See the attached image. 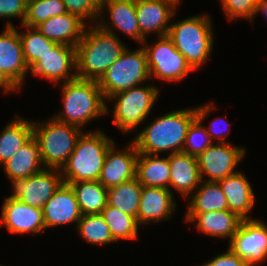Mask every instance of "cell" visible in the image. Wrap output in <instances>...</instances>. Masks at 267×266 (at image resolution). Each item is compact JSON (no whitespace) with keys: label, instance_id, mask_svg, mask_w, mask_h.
<instances>
[{"label":"cell","instance_id":"cell-9","mask_svg":"<svg viewBox=\"0 0 267 266\" xmlns=\"http://www.w3.org/2000/svg\"><path fill=\"white\" fill-rule=\"evenodd\" d=\"M158 37L159 40L154 45L143 46L150 77L154 75L165 81H180L193 69L168 35Z\"/></svg>","mask_w":267,"mask_h":266},{"label":"cell","instance_id":"cell-10","mask_svg":"<svg viewBox=\"0 0 267 266\" xmlns=\"http://www.w3.org/2000/svg\"><path fill=\"white\" fill-rule=\"evenodd\" d=\"M59 169L43 168L28 178H14L13 195L7 199H18L31 207L43 209L47 201L63 183Z\"/></svg>","mask_w":267,"mask_h":266},{"label":"cell","instance_id":"cell-31","mask_svg":"<svg viewBox=\"0 0 267 266\" xmlns=\"http://www.w3.org/2000/svg\"><path fill=\"white\" fill-rule=\"evenodd\" d=\"M213 109H215V107L211 103L199 108H195L196 119L188 128L182 152L198 157L210 145L213 144L211 137L206 131V128L201 125L208 113Z\"/></svg>","mask_w":267,"mask_h":266},{"label":"cell","instance_id":"cell-16","mask_svg":"<svg viewBox=\"0 0 267 266\" xmlns=\"http://www.w3.org/2000/svg\"><path fill=\"white\" fill-rule=\"evenodd\" d=\"M0 218V226L4 224L12 233L38 234L45 229L42 209L28 206L18 199L5 198Z\"/></svg>","mask_w":267,"mask_h":266},{"label":"cell","instance_id":"cell-1","mask_svg":"<svg viewBox=\"0 0 267 266\" xmlns=\"http://www.w3.org/2000/svg\"><path fill=\"white\" fill-rule=\"evenodd\" d=\"M96 22L100 23L85 30L75 49L77 77L98 81L127 47L120 42L106 22L102 23V19Z\"/></svg>","mask_w":267,"mask_h":266},{"label":"cell","instance_id":"cell-24","mask_svg":"<svg viewBox=\"0 0 267 266\" xmlns=\"http://www.w3.org/2000/svg\"><path fill=\"white\" fill-rule=\"evenodd\" d=\"M43 161L40 154V146L32 137L23 147H21L4 165L5 175L9 180L14 178H28L40 172Z\"/></svg>","mask_w":267,"mask_h":266},{"label":"cell","instance_id":"cell-43","mask_svg":"<svg viewBox=\"0 0 267 266\" xmlns=\"http://www.w3.org/2000/svg\"><path fill=\"white\" fill-rule=\"evenodd\" d=\"M169 1L173 2L176 5L180 2V0H169Z\"/></svg>","mask_w":267,"mask_h":266},{"label":"cell","instance_id":"cell-33","mask_svg":"<svg viewBox=\"0 0 267 266\" xmlns=\"http://www.w3.org/2000/svg\"><path fill=\"white\" fill-rule=\"evenodd\" d=\"M27 29L25 33H19L24 59L30 69L42 56L52 50L58 43L45 38L36 27L23 26Z\"/></svg>","mask_w":267,"mask_h":266},{"label":"cell","instance_id":"cell-22","mask_svg":"<svg viewBox=\"0 0 267 266\" xmlns=\"http://www.w3.org/2000/svg\"><path fill=\"white\" fill-rule=\"evenodd\" d=\"M228 202V210L243 220H250L247 213L253 208L255 197L252 186L239 171L218 181Z\"/></svg>","mask_w":267,"mask_h":266},{"label":"cell","instance_id":"cell-5","mask_svg":"<svg viewBox=\"0 0 267 266\" xmlns=\"http://www.w3.org/2000/svg\"><path fill=\"white\" fill-rule=\"evenodd\" d=\"M211 28L206 15L192 16L170 25L168 37L193 70L199 69L211 54L214 42Z\"/></svg>","mask_w":267,"mask_h":266},{"label":"cell","instance_id":"cell-42","mask_svg":"<svg viewBox=\"0 0 267 266\" xmlns=\"http://www.w3.org/2000/svg\"><path fill=\"white\" fill-rule=\"evenodd\" d=\"M257 13L262 12L267 16V0H259L257 5Z\"/></svg>","mask_w":267,"mask_h":266},{"label":"cell","instance_id":"cell-34","mask_svg":"<svg viewBox=\"0 0 267 266\" xmlns=\"http://www.w3.org/2000/svg\"><path fill=\"white\" fill-rule=\"evenodd\" d=\"M64 13H67V10L63 0H29L22 25L36 27L41 22Z\"/></svg>","mask_w":267,"mask_h":266},{"label":"cell","instance_id":"cell-18","mask_svg":"<svg viewBox=\"0 0 267 266\" xmlns=\"http://www.w3.org/2000/svg\"><path fill=\"white\" fill-rule=\"evenodd\" d=\"M42 211L45 229L74 221L78 224L82 216L74 191L67 183L61 184L44 205Z\"/></svg>","mask_w":267,"mask_h":266},{"label":"cell","instance_id":"cell-12","mask_svg":"<svg viewBox=\"0 0 267 266\" xmlns=\"http://www.w3.org/2000/svg\"><path fill=\"white\" fill-rule=\"evenodd\" d=\"M244 155V148L231 146L227 142L210 145L197 157L201 181L205 177L204 174L210 178L205 181L218 182L227 176L237 173L234 169Z\"/></svg>","mask_w":267,"mask_h":266},{"label":"cell","instance_id":"cell-8","mask_svg":"<svg viewBox=\"0 0 267 266\" xmlns=\"http://www.w3.org/2000/svg\"><path fill=\"white\" fill-rule=\"evenodd\" d=\"M158 94L156 87L148 85L123 90L109 97V100L116 98L114 124L123 132L137 128L151 112Z\"/></svg>","mask_w":267,"mask_h":266},{"label":"cell","instance_id":"cell-30","mask_svg":"<svg viewBox=\"0 0 267 266\" xmlns=\"http://www.w3.org/2000/svg\"><path fill=\"white\" fill-rule=\"evenodd\" d=\"M141 191L142 185L135 177L132 180L107 189V204L137 219Z\"/></svg>","mask_w":267,"mask_h":266},{"label":"cell","instance_id":"cell-20","mask_svg":"<svg viewBox=\"0 0 267 266\" xmlns=\"http://www.w3.org/2000/svg\"><path fill=\"white\" fill-rule=\"evenodd\" d=\"M37 30L48 40L75 47L85 32V22L79 16L64 13L41 22Z\"/></svg>","mask_w":267,"mask_h":266},{"label":"cell","instance_id":"cell-2","mask_svg":"<svg viewBox=\"0 0 267 266\" xmlns=\"http://www.w3.org/2000/svg\"><path fill=\"white\" fill-rule=\"evenodd\" d=\"M196 119L195 109L169 112L144 128L133 141L137 151L151 155L182 152L187 131Z\"/></svg>","mask_w":267,"mask_h":266},{"label":"cell","instance_id":"cell-23","mask_svg":"<svg viewBox=\"0 0 267 266\" xmlns=\"http://www.w3.org/2000/svg\"><path fill=\"white\" fill-rule=\"evenodd\" d=\"M186 221H197L196 227L205 234L216 237L229 238L236 234L243 221L230 210H220L201 214H186Z\"/></svg>","mask_w":267,"mask_h":266},{"label":"cell","instance_id":"cell-35","mask_svg":"<svg viewBox=\"0 0 267 266\" xmlns=\"http://www.w3.org/2000/svg\"><path fill=\"white\" fill-rule=\"evenodd\" d=\"M77 230L80 236L91 244H110L115 242L110 229L101 214L82 215Z\"/></svg>","mask_w":267,"mask_h":266},{"label":"cell","instance_id":"cell-37","mask_svg":"<svg viewBox=\"0 0 267 266\" xmlns=\"http://www.w3.org/2000/svg\"><path fill=\"white\" fill-rule=\"evenodd\" d=\"M259 0H221L222 6L229 20L237 17L253 21L257 14Z\"/></svg>","mask_w":267,"mask_h":266},{"label":"cell","instance_id":"cell-3","mask_svg":"<svg viewBox=\"0 0 267 266\" xmlns=\"http://www.w3.org/2000/svg\"><path fill=\"white\" fill-rule=\"evenodd\" d=\"M62 93L64 109L54 117L60 122L80 128L94 118L108 112V107L96 80L77 77L63 82Z\"/></svg>","mask_w":267,"mask_h":266},{"label":"cell","instance_id":"cell-13","mask_svg":"<svg viewBox=\"0 0 267 266\" xmlns=\"http://www.w3.org/2000/svg\"><path fill=\"white\" fill-rule=\"evenodd\" d=\"M76 71V49L73 46L57 44L46 52L29 70L34 76H42L53 83L70 81L77 78L76 72L70 75L69 71ZM64 79V80H62Z\"/></svg>","mask_w":267,"mask_h":266},{"label":"cell","instance_id":"cell-38","mask_svg":"<svg viewBox=\"0 0 267 266\" xmlns=\"http://www.w3.org/2000/svg\"><path fill=\"white\" fill-rule=\"evenodd\" d=\"M25 0H0V18L21 17V22L26 15Z\"/></svg>","mask_w":267,"mask_h":266},{"label":"cell","instance_id":"cell-29","mask_svg":"<svg viewBox=\"0 0 267 266\" xmlns=\"http://www.w3.org/2000/svg\"><path fill=\"white\" fill-rule=\"evenodd\" d=\"M82 215L100 214L108 202L107 189L99 181L68 183Z\"/></svg>","mask_w":267,"mask_h":266},{"label":"cell","instance_id":"cell-28","mask_svg":"<svg viewBox=\"0 0 267 266\" xmlns=\"http://www.w3.org/2000/svg\"><path fill=\"white\" fill-rule=\"evenodd\" d=\"M191 197L187 214H201L220 210H228V202L219 182L201 181Z\"/></svg>","mask_w":267,"mask_h":266},{"label":"cell","instance_id":"cell-32","mask_svg":"<svg viewBox=\"0 0 267 266\" xmlns=\"http://www.w3.org/2000/svg\"><path fill=\"white\" fill-rule=\"evenodd\" d=\"M100 214L107 223L115 242L120 239H137L139 225L135 217L125 214L108 204Z\"/></svg>","mask_w":267,"mask_h":266},{"label":"cell","instance_id":"cell-17","mask_svg":"<svg viewBox=\"0 0 267 266\" xmlns=\"http://www.w3.org/2000/svg\"><path fill=\"white\" fill-rule=\"evenodd\" d=\"M135 4L140 33L145 38L154 31L159 36L167 35L176 4L169 0H135Z\"/></svg>","mask_w":267,"mask_h":266},{"label":"cell","instance_id":"cell-41","mask_svg":"<svg viewBox=\"0 0 267 266\" xmlns=\"http://www.w3.org/2000/svg\"><path fill=\"white\" fill-rule=\"evenodd\" d=\"M0 88H3L6 92H11L12 90H19L20 88L9 79L3 72L0 71Z\"/></svg>","mask_w":267,"mask_h":266},{"label":"cell","instance_id":"cell-25","mask_svg":"<svg viewBox=\"0 0 267 266\" xmlns=\"http://www.w3.org/2000/svg\"><path fill=\"white\" fill-rule=\"evenodd\" d=\"M170 174L168 156L138 153L136 178L142 186L169 189Z\"/></svg>","mask_w":267,"mask_h":266},{"label":"cell","instance_id":"cell-4","mask_svg":"<svg viewBox=\"0 0 267 266\" xmlns=\"http://www.w3.org/2000/svg\"><path fill=\"white\" fill-rule=\"evenodd\" d=\"M113 143L99 130L86 134L82 132L67 163L62 167L63 183L98 181L107 151Z\"/></svg>","mask_w":267,"mask_h":266},{"label":"cell","instance_id":"cell-21","mask_svg":"<svg viewBox=\"0 0 267 266\" xmlns=\"http://www.w3.org/2000/svg\"><path fill=\"white\" fill-rule=\"evenodd\" d=\"M170 186L184 197L189 195L201 183L197 157L184 152L169 153Z\"/></svg>","mask_w":267,"mask_h":266},{"label":"cell","instance_id":"cell-26","mask_svg":"<svg viewBox=\"0 0 267 266\" xmlns=\"http://www.w3.org/2000/svg\"><path fill=\"white\" fill-rule=\"evenodd\" d=\"M107 6L113 26L123 31L139 43H146V38L140 33L136 15L135 0H103L101 13Z\"/></svg>","mask_w":267,"mask_h":266},{"label":"cell","instance_id":"cell-14","mask_svg":"<svg viewBox=\"0 0 267 266\" xmlns=\"http://www.w3.org/2000/svg\"><path fill=\"white\" fill-rule=\"evenodd\" d=\"M112 144L107 151L99 182L106 188H112L136 177L138 151L132 141L123 151H115Z\"/></svg>","mask_w":267,"mask_h":266},{"label":"cell","instance_id":"cell-40","mask_svg":"<svg viewBox=\"0 0 267 266\" xmlns=\"http://www.w3.org/2000/svg\"><path fill=\"white\" fill-rule=\"evenodd\" d=\"M215 121H216V123H215ZM218 121H220L219 119H215V120H213L212 122H211V125H210V127L207 129L206 128V131H207V133L209 134V136L211 137V139L213 140L215 137L217 138V139H220V141H221V143H225V141H224V137H226V134H228L230 131L229 130H227V129H223V128H221V124H219V127L217 126V123H219ZM221 123V122H220ZM222 124H224V123H222ZM230 126V124H228V126L227 127H229ZM219 128V129H218ZM224 130H226V131H224ZM225 133L224 134V136H223V133ZM214 136V137H213Z\"/></svg>","mask_w":267,"mask_h":266},{"label":"cell","instance_id":"cell-36","mask_svg":"<svg viewBox=\"0 0 267 266\" xmlns=\"http://www.w3.org/2000/svg\"><path fill=\"white\" fill-rule=\"evenodd\" d=\"M103 0H63L66 10L70 14L79 16L81 19L95 21L101 15Z\"/></svg>","mask_w":267,"mask_h":266},{"label":"cell","instance_id":"cell-7","mask_svg":"<svg viewBox=\"0 0 267 266\" xmlns=\"http://www.w3.org/2000/svg\"><path fill=\"white\" fill-rule=\"evenodd\" d=\"M150 78L146 53L143 47L129 51L128 48L97 81L104 99L136 86Z\"/></svg>","mask_w":267,"mask_h":266},{"label":"cell","instance_id":"cell-19","mask_svg":"<svg viewBox=\"0 0 267 266\" xmlns=\"http://www.w3.org/2000/svg\"><path fill=\"white\" fill-rule=\"evenodd\" d=\"M173 198L170 189L142 186L136 219L138 225L159 222L161 219H169L176 207Z\"/></svg>","mask_w":267,"mask_h":266},{"label":"cell","instance_id":"cell-6","mask_svg":"<svg viewBox=\"0 0 267 266\" xmlns=\"http://www.w3.org/2000/svg\"><path fill=\"white\" fill-rule=\"evenodd\" d=\"M41 124V125H40ZM82 128L60 122L54 118L47 123H33V137L39 143L45 168L60 169L72 154Z\"/></svg>","mask_w":267,"mask_h":266},{"label":"cell","instance_id":"cell-39","mask_svg":"<svg viewBox=\"0 0 267 266\" xmlns=\"http://www.w3.org/2000/svg\"><path fill=\"white\" fill-rule=\"evenodd\" d=\"M202 266H250L247 261L239 258L231 249L228 252L220 254L208 263Z\"/></svg>","mask_w":267,"mask_h":266},{"label":"cell","instance_id":"cell-11","mask_svg":"<svg viewBox=\"0 0 267 266\" xmlns=\"http://www.w3.org/2000/svg\"><path fill=\"white\" fill-rule=\"evenodd\" d=\"M231 249L239 258L254 266L267 259V225L260 220H243L236 234L229 241Z\"/></svg>","mask_w":267,"mask_h":266},{"label":"cell","instance_id":"cell-15","mask_svg":"<svg viewBox=\"0 0 267 266\" xmlns=\"http://www.w3.org/2000/svg\"><path fill=\"white\" fill-rule=\"evenodd\" d=\"M28 70L19 32L9 22L0 34V71L21 89Z\"/></svg>","mask_w":267,"mask_h":266},{"label":"cell","instance_id":"cell-27","mask_svg":"<svg viewBox=\"0 0 267 266\" xmlns=\"http://www.w3.org/2000/svg\"><path fill=\"white\" fill-rule=\"evenodd\" d=\"M33 137V123L16 117L0 133V165L8 161Z\"/></svg>","mask_w":267,"mask_h":266}]
</instances>
